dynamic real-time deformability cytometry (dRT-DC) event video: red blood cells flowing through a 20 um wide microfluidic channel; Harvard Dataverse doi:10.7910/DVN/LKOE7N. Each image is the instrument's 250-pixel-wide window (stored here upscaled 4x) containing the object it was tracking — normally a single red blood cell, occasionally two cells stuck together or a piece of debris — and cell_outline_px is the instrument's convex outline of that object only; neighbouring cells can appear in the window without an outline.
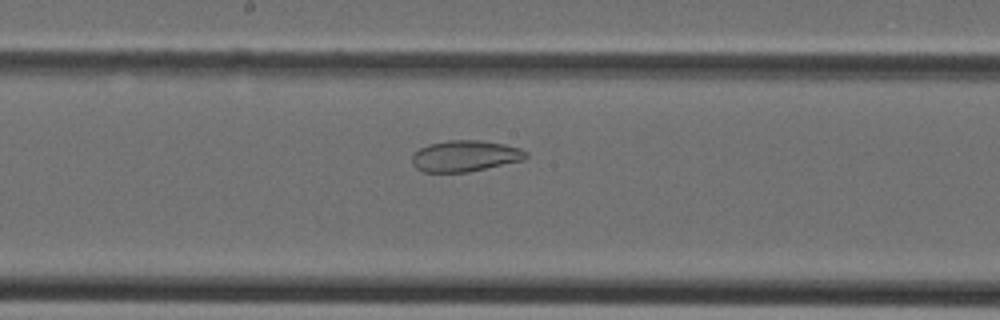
{"species": "Egyptian fruit bat (a non-hibernating species)", "species_latin": "Rousettus aegyptiacus", "temperature_condition": "cold", "stored_images_in_passage": 33, "camera_frame_rate_fps": 3000, "um_per_image_px": 0.085, "animal": {"sex": "female"}, "frame": {"image": 1, "passage_image": 14, "time_ms": 4.333, "image_size_px": [1000, 320], "cell_outline_px": [[528, 156], [524, 160], [468, 172], [424, 172], [416, 168], [412, 164], [412, 156], [420, 148], [428, 144], [448, 140], [480, 140], [504, 144], [520, 148], [528, 152]], "centroid_in_image_um": [39.55, 13.26], "position_along_channel_um": 208.7, "area_um2": 20.75}}
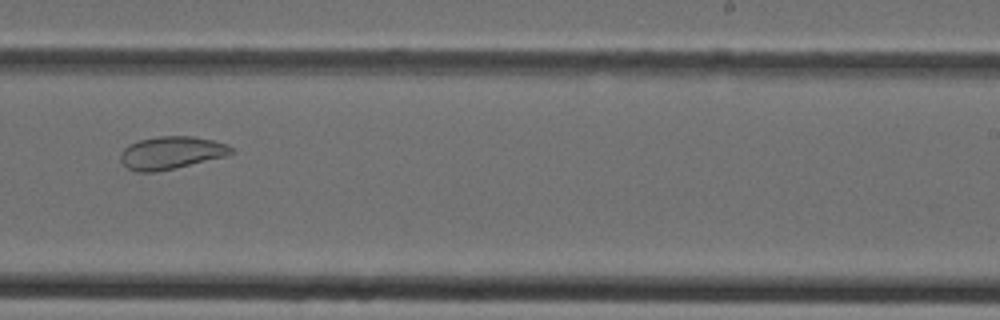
{"frame": {"image": 2, "passage_image": 18, "time_ms": 5.667, "image_size_px": [1000, 320], "cell_outline_px": [[232, 152], [224, 156], [176, 168], [156, 172], [136, 172], [128, 168], [120, 160], [120, 152], [128, 144], [136, 140], [160, 136], [192, 136], [212, 140], [224, 144], [232, 148]], "centroid_in_image_um": [14.47, 12.98], "position_along_channel_um": 274.5, "area_um2": 20.98}}
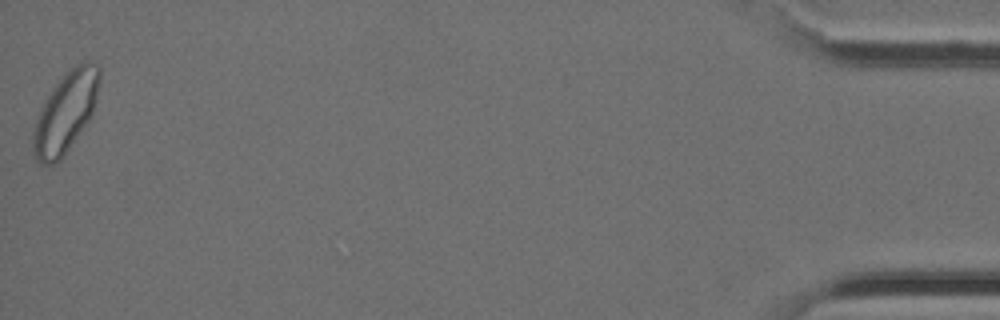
{"frame": {"image": 3, "passage_image": 33, "time_ms": 10.667, "image_size_px": [1000, 320], "cell_outline_px": [[100, 80], [92, 116], [60, 160], [52, 164], [40, 164], [36, 160], [32, 152], [32, 132], [36, 120], [48, 96], [56, 84], [80, 60], [88, 60], [96, 64], [100, 68]], "centroid_in_image_um": [5.58, 9.56], "position_along_channel_um": 429.6, "area_um2": 30.69}}